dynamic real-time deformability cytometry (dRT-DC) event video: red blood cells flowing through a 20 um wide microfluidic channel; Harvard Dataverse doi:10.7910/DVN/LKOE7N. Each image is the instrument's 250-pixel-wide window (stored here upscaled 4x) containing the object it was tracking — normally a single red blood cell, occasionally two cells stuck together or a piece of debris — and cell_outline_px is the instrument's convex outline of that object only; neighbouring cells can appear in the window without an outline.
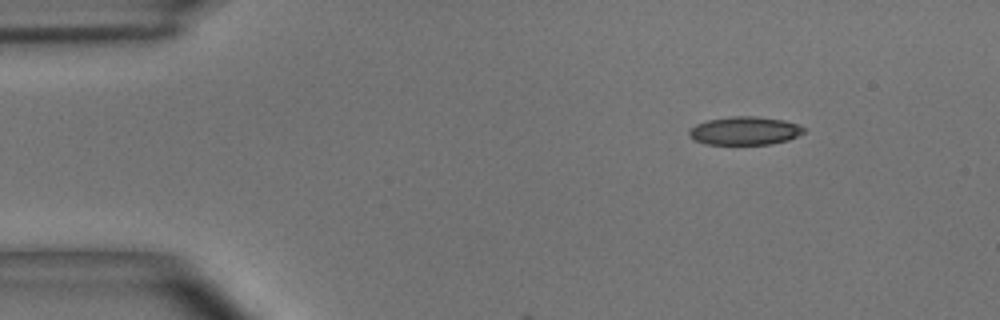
{"species": "common noctule bat (a hibernating species)", "species_latin": "Nyctalus noctula", "temperature_condition": "room temperature", "stored_images_in_passage": 11, "camera_frame_rate_fps": 3000, "um_per_image_px": 0.085, "animal": {"sex": "male", "body_mass_g": 15.6}, "frame": {"image": 1, "passage_image": 6, "time_ms": 1.667, "image_size_px": [1000, 320], "cell_outline_px": [[804, 132], [788, 140], [772, 144], [704, 144], [688, 136], [688, 132], [696, 124], [708, 120], [732, 116], [756, 116], [784, 120], [796, 124], [804, 128]], "centroid_in_image_um": [63.29, 11.11], "position_along_channel_um": 21.7, "area_um2": 18.79}}